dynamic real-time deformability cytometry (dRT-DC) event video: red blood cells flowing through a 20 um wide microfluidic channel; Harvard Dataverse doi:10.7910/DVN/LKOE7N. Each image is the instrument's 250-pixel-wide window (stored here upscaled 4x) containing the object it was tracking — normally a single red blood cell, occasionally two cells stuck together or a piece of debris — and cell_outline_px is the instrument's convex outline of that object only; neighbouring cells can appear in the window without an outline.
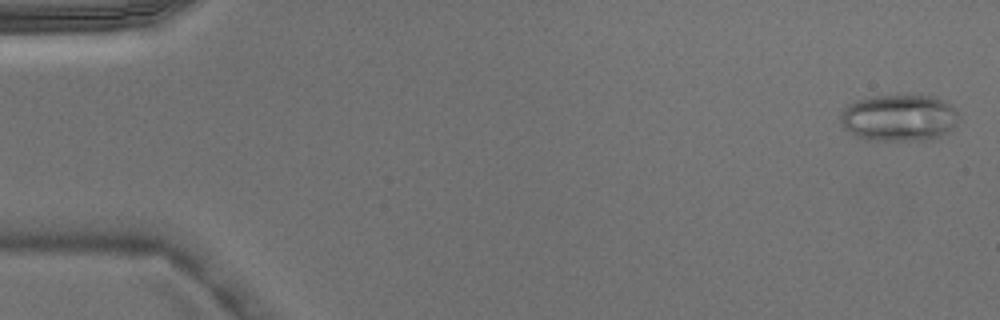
{"species": "Egyptian fruit bat (a non-hibernating species)", "species_latin": "Rousettus aegyptiacus", "temperature_condition": "warm", "stored_images_in_passage": 4, "camera_frame_rate_fps": 3000, "um_per_image_px": 0.085, "animal": {"sex": "male"}, "frame": {"image": 1, "passage_image": 1, "time_ms": 0.0, "image_size_px": [1000, 320], "cell_outline_px": [[956, 124], [948, 132], [932, 140], [880, 140], [856, 136], [844, 128], [840, 120], [840, 112], [848, 104], [856, 100], [872, 96], [936, 96], [944, 100], [956, 112]], "centroid_in_image_um": [76.4, 10.01], "position_along_channel_um": 8.6, "area_um2": 31.96}}